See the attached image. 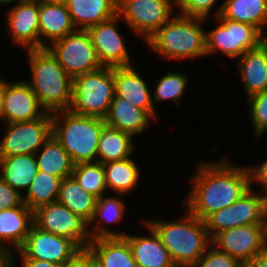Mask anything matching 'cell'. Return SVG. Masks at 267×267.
Listing matches in <instances>:
<instances>
[{
    "instance_id": "9c48e42d",
    "label": "cell",
    "mask_w": 267,
    "mask_h": 267,
    "mask_svg": "<svg viewBox=\"0 0 267 267\" xmlns=\"http://www.w3.org/2000/svg\"><path fill=\"white\" fill-rule=\"evenodd\" d=\"M220 23L206 32V54L221 52L228 58H239L261 44L262 33L250 24L230 19H216Z\"/></svg>"
},
{
    "instance_id": "6da1fadb",
    "label": "cell",
    "mask_w": 267,
    "mask_h": 267,
    "mask_svg": "<svg viewBox=\"0 0 267 267\" xmlns=\"http://www.w3.org/2000/svg\"><path fill=\"white\" fill-rule=\"evenodd\" d=\"M229 162L227 158L211 163L201 161L191 178L184 204L186 210L203 221L236 202L251 188L248 166L238 167Z\"/></svg>"
},
{
    "instance_id": "ac0fdd59",
    "label": "cell",
    "mask_w": 267,
    "mask_h": 267,
    "mask_svg": "<svg viewBox=\"0 0 267 267\" xmlns=\"http://www.w3.org/2000/svg\"><path fill=\"white\" fill-rule=\"evenodd\" d=\"M115 95L145 110L153 120L156 117L151 90L132 66L114 67Z\"/></svg>"
},
{
    "instance_id": "c3c4849f",
    "label": "cell",
    "mask_w": 267,
    "mask_h": 267,
    "mask_svg": "<svg viewBox=\"0 0 267 267\" xmlns=\"http://www.w3.org/2000/svg\"><path fill=\"white\" fill-rule=\"evenodd\" d=\"M43 3H51V2H56V3H64L65 0H41Z\"/></svg>"
},
{
    "instance_id": "836d02e7",
    "label": "cell",
    "mask_w": 267,
    "mask_h": 267,
    "mask_svg": "<svg viewBox=\"0 0 267 267\" xmlns=\"http://www.w3.org/2000/svg\"><path fill=\"white\" fill-rule=\"evenodd\" d=\"M72 176L85 192L91 193L96 198L102 197L107 189L102 163L76 164Z\"/></svg>"
},
{
    "instance_id": "4316f807",
    "label": "cell",
    "mask_w": 267,
    "mask_h": 267,
    "mask_svg": "<svg viewBox=\"0 0 267 267\" xmlns=\"http://www.w3.org/2000/svg\"><path fill=\"white\" fill-rule=\"evenodd\" d=\"M87 247L99 267H138L125 238H99Z\"/></svg>"
},
{
    "instance_id": "681fc988",
    "label": "cell",
    "mask_w": 267,
    "mask_h": 267,
    "mask_svg": "<svg viewBox=\"0 0 267 267\" xmlns=\"http://www.w3.org/2000/svg\"><path fill=\"white\" fill-rule=\"evenodd\" d=\"M18 0H0V4H9V3H13L15 4V2H17Z\"/></svg>"
},
{
    "instance_id": "603a6c76",
    "label": "cell",
    "mask_w": 267,
    "mask_h": 267,
    "mask_svg": "<svg viewBox=\"0 0 267 267\" xmlns=\"http://www.w3.org/2000/svg\"><path fill=\"white\" fill-rule=\"evenodd\" d=\"M104 119L108 126L134 137L147 129L153 118L145 110L130 105L128 101L115 95Z\"/></svg>"
},
{
    "instance_id": "d6a6232c",
    "label": "cell",
    "mask_w": 267,
    "mask_h": 267,
    "mask_svg": "<svg viewBox=\"0 0 267 267\" xmlns=\"http://www.w3.org/2000/svg\"><path fill=\"white\" fill-rule=\"evenodd\" d=\"M61 178L38 171L26 194L22 195L23 202L32 210L58 200Z\"/></svg>"
},
{
    "instance_id": "30bf717a",
    "label": "cell",
    "mask_w": 267,
    "mask_h": 267,
    "mask_svg": "<svg viewBox=\"0 0 267 267\" xmlns=\"http://www.w3.org/2000/svg\"><path fill=\"white\" fill-rule=\"evenodd\" d=\"M34 225L39 229L74 241L80 248L92 241L89 221L71 212L58 201L45 204L34 210Z\"/></svg>"
},
{
    "instance_id": "9a60e30c",
    "label": "cell",
    "mask_w": 267,
    "mask_h": 267,
    "mask_svg": "<svg viewBox=\"0 0 267 267\" xmlns=\"http://www.w3.org/2000/svg\"><path fill=\"white\" fill-rule=\"evenodd\" d=\"M119 15L87 29L92 44L103 67L131 66V59L124 38L117 29Z\"/></svg>"
},
{
    "instance_id": "7dc6e473",
    "label": "cell",
    "mask_w": 267,
    "mask_h": 267,
    "mask_svg": "<svg viewBox=\"0 0 267 267\" xmlns=\"http://www.w3.org/2000/svg\"><path fill=\"white\" fill-rule=\"evenodd\" d=\"M261 44L267 49V36H265V33H262Z\"/></svg>"
},
{
    "instance_id": "74e56055",
    "label": "cell",
    "mask_w": 267,
    "mask_h": 267,
    "mask_svg": "<svg viewBox=\"0 0 267 267\" xmlns=\"http://www.w3.org/2000/svg\"><path fill=\"white\" fill-rule=\"evenodd\" d=\"M217 0H186L179 8L180 15L206 19Z\"/></svg>"
},
{
    "instance_id": "f907efd6",
    "label": "cell",
    "mask_w": 267,
    "mask_h": 267,
    "mask_svg": "<svg viewBox=\"0 0 267 267\" xmlns=\"http://www.w3.org/2000/svg\"><path fill=\"white\" fill-rule=\"evenodd\" d=\"M19 2H31V3H40L41 0H18Z\"/></svg>"
},
{
    "instance_id": "8992f818",
    "label": "cell",
    "mask_w": 267,
    "mask_h": 267,
    "mask_svg": "<svg viewBox=\"0 0 267 267\" xmlns=\"http://www.w3.org/2000/svg\"><path fill=\"white\" fill-rule=\"evenodd\" d=\"M114 67H101L73 77L72 102L75 114L105 118L115 96Z\"/></svg>"
},
{
    "instance_id": "7bdbcfd3",
    "label": "cell",
    "mask_w": 267,
    "mask_h": 267,
    "mask_svg": "<svg viewBox=\"0 0 267 267\" xmlns=\"http://www.w3.org/2000/svg\"><path fill=\"white\" fill-rule=\"evenodd\" d=\"M244 267H267V248L250 260Z\"/></svg>"
},
{
    "instance_id": "bcb514c9",
    "label": "cell",
    "mask_w": 267,
    "mask_h": 267,
    "mask_svg": "<svg viewBox=\"0 0 267 267\" xmlns=\"http://www.w3.org/2000/svg\"><path fill=\"white\" fill-rule=\"evenodd\" d=\"M185 1L186 0H169V3L173 8H175L174 7L175 5L179 6V8H180L185 3Z\"/></svg>"
},
{
    "instance_id": "f35d334b",
    "label": "cell",
    "mask_w": 267,
    "mask_h": 267,
    "mask_svg": "<svg viewBox=\"0 0 267 267\" xmlns=\"http://www.w3.org/2000/svg\"><path fill=\"white\" fill-rule=\"evenodd\" d=\"M22 195L0 178V211L20 206Z\"/></svg>"
},
{
    "instance_id": "ffe728a7",
    "label": "cell",
    "mask_w": 267,
    "mask_h": 267,
    "mask_svg": "<svg viewBox=\"0 0 267 267\" xmlns=\"http://www.w3.org/2000/svg\"><path fill=\"white\" fill-rule=\"evenodd\" d=\"M40 49L77 29L65 3H39ZM48 43V44H46Z\"/></svg>"
},
{
    "instance_id": "e575fe53",
    "label": "cell",
    "mask_w": 267,
    "mask_h": 267,
    "mask_svg": "<svg viewBox=\"0 0 267 267\" xmlns=\"http://www.w3.org/2000/svg\"><path fill=\"white\" fill-rule=\"evenodd\" d=\"M188 77L180 72H168L158 80L154 97L152 96L153 104L154 102H162L164 100H170L174 104H181V97L184 94L185 88L188 85Z\"/></svg>"
},
{
    "instance_id": "277c9868",
    "label": "cell",
    "mask_w": 267,
    "mask_h": 267,
    "mask_svg": "<svg viewBox=\"0 0 267 267\" xmlns=\"http://www.w3.org/2000/svg\"><path fill=\"white\" fill-rule=\"evenodd\" d=\"M105 119L70 110L52 113V136L69 154L74 165L97 162L99 136Z\"/></svg>"
},
{
    "instance_id": "f546056e",
    "label": "cell",
    "mask_w": 267,
    "mask_h": 267,
    "mask_svg": "<svg viewBox=\"0 0 267 267\" xmlns=\"http://www.w3.org/2000/svg\"><path fill=\"white\" fill-rule=\"evenodd\" d=\"M35 156L39 171L61 179L72 175L74 164L69 154L52 135Z\"/></svg>"
},
{
    "instance_id": "d590c367",
    "label": "cell",
    "mask_w": 267,
    "mask_h": 267,
    "mask_svg": "<svg viewBox=\"0 0 267 267\" xmlns=\"http://www.w3.org/2000/svg\"><path fill=\"white\" fill-rule=\"evenodd\" d=\"M247 99L251 121L254 125V134L259 139L267 131V89L253 94Z\"/></svg>"
},
{
    "instance_id": "f6af8a7d",
    "label": "cell",
    "mask_w": 267,
    "mask_h": 267,
    "mask_svg": "<svg viewBox=\"0 0 267 267\" xmlns=\"http://www.w3.org/2000/svg\"><path fill=\"white\" fill-rule=\"evenodd\" d=\"M5 100V80L0 78V120L3 121V110Z\"/></svg>"
},
{
    "instance_id": "b9f144b4",
    "label": "cell",
    "mask_w": 267,
    "mask_h": 267,
    "mask_svg": "<svg viewBox=\"0 0 267 267\" xmlns=\"http://www.w3.org/2000/svg\"><path fill=\"white\" fill-rule=\"evenodd\" d=\"M22 267H61V265L37 259H22Z\"/></svg>"
},
{
    "instance_id": "7402d4cb",
    "label": "cell",
    "mask_w": 267,
    "mask_h": 267,
    "mask_svg": "<svg viewBox=\"0 0 267 267\" xmlns=\"http://www.w3.org/2000/svg\"><path fill=\"white\" fill-rule=\"evenodd\" d=\"M64 3L77 30H87L117 14L118 0H65Z\"/></svg>"
},
{
    "instance_id": "44dd1931",
    "label": "cell",
    "mask_w": 267,
    "mask_h": 267,
    "mask_svg": "<svg viewBox=\"0 0 267 267\" xmlns=\"http://www.w3.org/2000/svg\"><path fill=\"white\" fill-rule=\"evenodd\" d=\"M148 228L149 235L135 236L126 234L124 237L130 246L132 255L138 267H176L169 252L162 244L155 230L145 220L142 222Z\"/></svg>"
},
{
    "instance_id": "7c38bea8",
    "label": "cell",
    "mask_w": 267,
    "mask_h": 267,
    "mask_svg": "<svg viewBox=\"0 0 267 267\" xmlns=\"http://www.w3.org/2000/svg\"><path fill=\"white\" fill-rule=\"evenodd\" d=\"M173 9L169 0H118L117 14L146 41L174 16Z\"/></svg>"
},
{
    "instance_id": "1f68e13d",
    "label": "cell",
    "mask_w": 267,
    "mask_h": 267,
    "mask_svg": "<svg viewBox=\"0 0 267 267\" xmlns=\"http://www.w3.org/2000/svg\"><path fill=\"white\" fill-rule=\"evenodd\" d=\"M107 189H112L118 194L126 195L137 186L140 171L135 161L130 157L109 161L103 164Z\"/></svg>"
},
{
    "instance_id": "ba28073f",
    "label": "cell",
    "mask_w": 267,
    "mask_h": 267,
    "mask_svg": "<svg viewBox=\"0 0 267 267\" xmlns=\"http://www.w3.org/2000/svg\"><path fill=\"white\" fill-rule=\"evenodd\" d=\"M46 48L73 78L102 66L87 30H76Z\"/></svg>"
},
{
    "instance_id": "f1b7e54d",
    "label": "cell",
    "mask_w": 267,
    "mask_h": 267,
    "mask_svg": "<svg viewBox=\"0 0 267 267\" xmlns=\"http://www.w3.org/2000/svg\"><path fill=\"white\" fill-rule=\"evenodd\" d=\"M133 139L130 134L106 124L99 136L97 162L104 164L129 158L135 148Z\"/></svg>"
},
{
    "instance_id": "5b68a950",
    "label": "cell",
    "mask_w": 267,
    "mask_h": 267,
    "mask_svg": "<svg viewBox=\"0 0 267 267\" xmlns=\"http://www.w3.org/2000/svg\"><path fill=\"white\" fill-rule=\"evenodd\" d=\"M204 20L176 14L145 42L152 51L169 60L204 57L207 55L206 30L201 27Z\"/></svg>"
},
{
    "instance_id": "7a4b0ae2",
    "label": "cell",
    "mask_w": 267,
    "mask_h": 267,
    "mask_svg": "<svg viewBox=\"0 0 267 267\" xmlns=\"http://www.w3.org/2000/svg\"><path fill=\"white\" fill-rule=\"evenodd\" d=\"M186 212L177 221L145 220L159 236L176 267H192L211 245L205 221Z\"/></svg>"
},
{
    "instance_id": "83f0119b",
    "label": "cell",
    "mask_w": 267,
    "mask_h": 267,
    "mask_svg": "<svg viewBox=\"0 0 267 267\" xmlns=\"http://www.w3.org/2000/svg\"><path fill=\"white\" fill-rule=\"evenodd\" d=\"M103 195L97 198L96 208L94 209L93 217L89 224H93L95 221L94 229H90L93 240L99 238H124L126 233L115 232L114 230H109L104 223H114L119 222L126 212V204L122 201L123 194H120V198H105ZM104 222V223H103Z\"/></svg>"
},
{
    "instance_id": "ab89813d",
    "label": "cell",
    "mask_w": 267,
    "mask_h": 267,
    "mask_svg": "<svg viewBox=\"0 0 267 267\" xmlns=\"http://www.w3.org/2000/svg\"><path fill=\"white\" fill-rule=\"evenodd\" d=\"M96 264L95 258L88 247L81 248L61 267H93Z\"/></svg>"
},
{
    "instance_id": "cb8c5ba5",
    "label": "cell",
    "mask_w": 267,
    "mask_h": 267,
    "mask_svg": "<svg viewBox=\"0 0 267 267\" xmlns=\"http://www.w3.org/2000/svg\"><path fill=\"white\" fill-rule=\"evenodd\" d=\"M237 69L246 97L267 89V49L262 44L245 52L239 59Z\"/></svg>"
},
{
    "instance_id": "ee69618b",
    "label": "cell",
    "mask_w": 267,
    "mask_h": 267,
    "mask_svg": "<svg viewBox=\"0 0 267 267\" xmlns=\"http://www.w3.org/2000/svg\"><path fill=\"white\" fill-rule=\"evenodd\" d=\"M0 267H12V253L0 247Z\"/></svg>"
},
{
    "instance_id": "8d00e7d4",
    "label": "cell",
    "mask_w": 267,
    "mask_h": 267,
    "mask_svg": "<svg viewBox=\"0 0 267 267\" xmlns=\"http://www.w3.org/2000/svg\"><path fill=\"white\" fill-rule=\"evenodd\" d=\"M192 267H244V265L228 253L210 245Z\"/></svg>"
},
{
    "instance_id": "8fae6325",
    "label": "cell",
    "mask_w": 267,
    "mask_h": 267,
    "mask_svg": "<svg viewBox=\"0 0 267 267\" xmlns=\"http://www.w3.org/2000/svg\"><path fill=\"white\" fill-rule=\"evenodd\" d=\"M0 142V158L13 155L36 154L52 135V113L41 118L4 124Z\"/></svg>"
},
{
    "instance_id": "3957f363",
    "label": "cell",
    "mask_w": 267,
    "mask_h": 267,
    "mask_svg": "<svg viewBox=\"0 0 267 267\" xmlns=\"http://www.w3.org/2000/svg\"><path fill=\"white\" fill-rule=\"evenodd\" d=\"M27 52L32 81L26 83L37 95L40 105L49 113L69 110L73 78L47 48Z\"/></svg>"
},
{
    "instance_id": "52a82bcc",
    "label": "cell",
    "mask_w": 267,
    "mask_h": 267,
    "mask_svg": "<svg viewBox=\"0 0 267 267\" xmlns=\"http://www.w3.org/2000/svg\"><path fill=\"white\" fill-rule=\"evenodd\" d=\"M252 188L253 185L236 202L215 211L204 220L210 238L229 228L267 224V195L260 196Z\"/></svg>"
},
{
    "instance_id": "4dcf8cb0",
    "label": "cell",
    "mask_w": 267,
    "mask_h": 267,
    "mask_svg": "<svg viewBox=\"0 0 267 267\" xmlns=\"http://www.w3.org/2000/svg\"><path fill=\"white\" fill-rule=\"evenodd\" d=\"M57 201L89 222L97 204V198L91 193L85 192L72 175L61 180Z\"/></svg>"
},
{
    "instance_id": "484cf974",
    "label": "cell",
    "mask_w": 267,
    "mask_h": 267,
    "mask_svg": "<svg viewBox=\"0 0 267 267\" xmlns=\"http://www.w3.org/2000/svg\"><path fill=\"white\" fill-rule=\"evenodd\" d=\"M38 171L35 154L0 158V178L21 195L23 190L27 191Z\"/></svg>"
},
{
    "instance_id": "5bb4252c",
    "label": "cell",
    "mask_w": 267,
    "mask_h": 267,
    "mask_svg": "<svg viewBox=\"0 0 267 267\" xmlns=\"http://www.w3.org/2000/svg\"><path fill=\"white\" fill-rule=\"evenodd\" d=\"M80 249L71 239L45 232L33 225L22 248L12 254V266H15L14 259L18 254L21 259L49 261L62 266Z\"/></svg>"
},
{
    "instance_id": "60d3db41",
    "label": "cell",
    "mask_w": 267,
    "mask_h": 267,
    "mask_svg": "<svg viewBox=\"0 0 267 267\" xmlns=\"http://www.w3.org/2000/svg\"><path fill=\"white\" fill-rule=\"evenodd\" d=\"M248 169L251 185L254 181H256V184L258 183L261 187H263V193L265 192V195H267V158L262 164L253 167L248 166Z\"/></svg>"
},
{
    "instance_id": "2e32d148",
    "label": "cell",
    "mask_w": 267,
    "mask_h": 267,
    "mask_svg": "<svg viewBox=\"0 0 267 267\" xmlns=\"http://www.w3.org/2000/svg\"><path fill=\"white\" fill-rule=\"evenodd\" d=\"M46 112L26 81L8 83L5 80L4 124L32 121L41 118Z\"/></svg>"
},
{
    "instance_id": "d4e9b609",
    "label": "cell",
    "mask_w": 267,
    "mask_h": 267,
    "mask_svg": "<svg viewBox=\"0 0 267 267\" xmlns=\"http://www.w3.org/2000/svg\"><path fill=\"white\" fill-rule=\"evenodd\" d=\"M216 19H230L255 26L264 33L267 0H225L215 12Z\"/></svg>"
},
{
    "instance_id": "4fadbf2b",
    "label": "cell",
    "mask_w": 267,
    "mask_h": 267,
    "mask_svg": "<svg viewBox=\"0 0 267 267\" xmlns=\"http://www.w3.org/2000/svg\"><path fill=\"white\" fill-rule=\"evenodd\" d=\"M211 246L228 253L244 266L267 248V224L229 228L211 238Z\"/></svg>"
},
{
    "instance_id": "d6986e66",
    "label": "cell",
    "mask_w": 267,
    "mask_h": 267,
    "mask_svg": "<svg viewBox=\"0 0 267 267\" xmlns=\"http://www.w3.org/2000/svg\"><path fill=\"white\" fill-rule=\"evenodd\" d=\"M33 225L34 211L24 202L20 206L0 211V247L12 254L19 251ZM8 243L14 245L13 250Z\"/></svg>"
},
{
    "instance_id": "e0dca14e",
    "label": "cell",
    "mask_w": 267,
    "mask_h": 267,
    "mask_svg": "<svg viewBox=\"0 0 267 267\" xmlns=\"http://www.w3.org/2000/svg\"><path fill=\"white\" fill-rule=\"evenodd\" d=\"M16 3L6 15L13 43L27 50L40 49L39 3Z\"/></svg>"
}]
</instances>
